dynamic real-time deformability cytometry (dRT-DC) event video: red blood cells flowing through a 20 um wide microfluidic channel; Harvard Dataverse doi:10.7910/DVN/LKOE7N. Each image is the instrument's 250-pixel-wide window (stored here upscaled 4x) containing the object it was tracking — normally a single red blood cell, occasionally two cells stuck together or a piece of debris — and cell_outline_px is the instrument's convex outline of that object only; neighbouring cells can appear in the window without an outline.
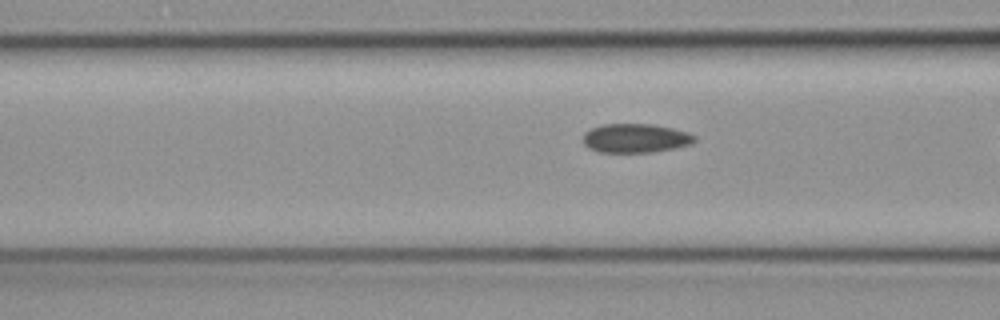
{"species": "common noctule bat (a hibernating species)", "species_latin": "Nyctalus noctula", "temperature_condition": "cold", "stored_images_in_passage": 18, "camera_frame_rate_fps": 3000, "um_per_image_px": 0.085, "animal": {"sex": "female", "body_mass_g": 19.3, "forearm_length_mm": 54.1}, "frame": {"image": 1, "passage_image": 17, "time_ms": 5.333, "image_size_px": [1000, 320], "cell_outline_px": [[696, 140], [692, 144], [652, 152], [600, 152], [588, 148], [584, 144], [584, 132], [592, 128], [604, 124], [652, 124], [672, 128], [688, 132], [696, 136]], "centroid_in_image_um": [54.03, 11.74], "position_along_channel_um": 112.6, "area_um2": 18.79}}